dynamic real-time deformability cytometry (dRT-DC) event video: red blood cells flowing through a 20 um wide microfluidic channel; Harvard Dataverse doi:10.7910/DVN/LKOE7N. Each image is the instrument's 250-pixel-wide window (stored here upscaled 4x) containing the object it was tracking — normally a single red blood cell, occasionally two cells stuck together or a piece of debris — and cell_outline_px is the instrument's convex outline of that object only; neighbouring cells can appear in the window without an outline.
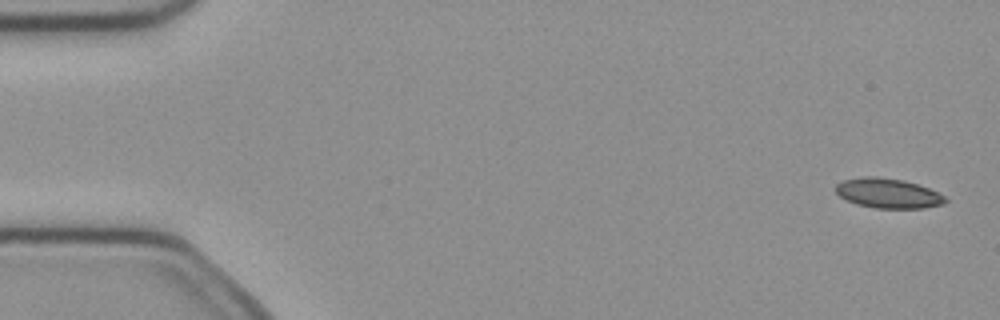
{"species": "common noctule bat (a hibernating species)", "species_latin": "Nyctalus noctula", "temperature_condition": "cold", "stored_images_in_passage": 6, "camera_frame_rate_fps": 3000, "um_per_image_px": 0.085, "animal": {"sex": "female", "body_mass_g": 21.9}, "frame": {"image": 1, "passage_image": 1, "time_ms": 0.0, "image_size_px": [1000, 320], "cell_outline_px": [[948, 200], [944, 204], [924, 208], [876, 208], [856, 204], [840, 196], [832, 188], [836, 184], [844, 180], [864, 176], [876, 176], [904, 180], [928, 188], [944, 196]], "centroid_in_image_um": [75.46, 16.42], "position_along_channel_um": 9.5, "area_um2": 19.02}}
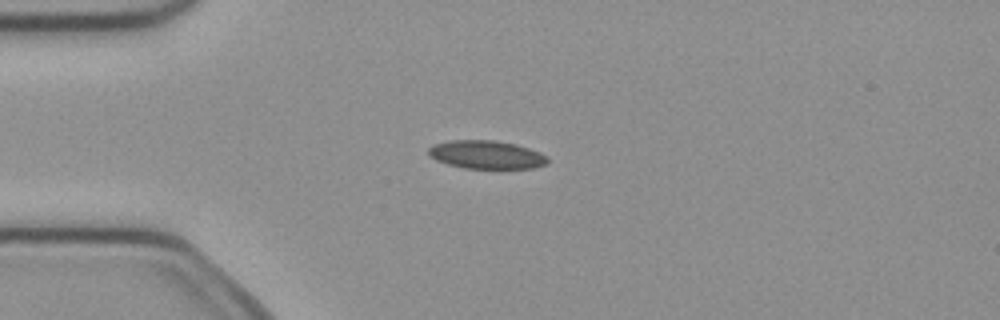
{"frame": {"image": 2, "passage_image": 4, "time_ms": 1.0, "image_size_px": [1000, 320], "cell_outline_px": [[548, 164], [532, 168], [464, 168], [448, 164], [436, 160], [428, 156], [428, 148], [432, 144], [448, 140], [496, 140], [516, 144], [540, 152], [548, 156]], "centroid_in_image_um": [41.33, 13.14], "position_along_channel_um": 43.7, "area_um2": 19.83}}
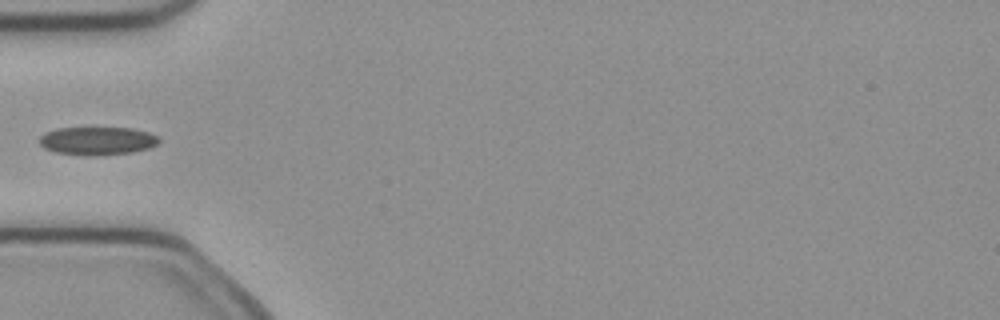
{"frame": {"image": 3, "passage_image": 5, "time_ms": 1.333, "image_size_px": [1000, 320], "cell_outline_px": [[160, 144], [148, 148], [132, 152], [96, 156], [84, 156], [56, 152], [44, 148], [40, 144], [40, 136], [44, 132], [56, 128], [132, 128], [148, 132], [160, 136]], "centroid_in_image_um": [8.3, 11.97], "position_along_channel_um": 76.7, "area_um2": 19.88}}